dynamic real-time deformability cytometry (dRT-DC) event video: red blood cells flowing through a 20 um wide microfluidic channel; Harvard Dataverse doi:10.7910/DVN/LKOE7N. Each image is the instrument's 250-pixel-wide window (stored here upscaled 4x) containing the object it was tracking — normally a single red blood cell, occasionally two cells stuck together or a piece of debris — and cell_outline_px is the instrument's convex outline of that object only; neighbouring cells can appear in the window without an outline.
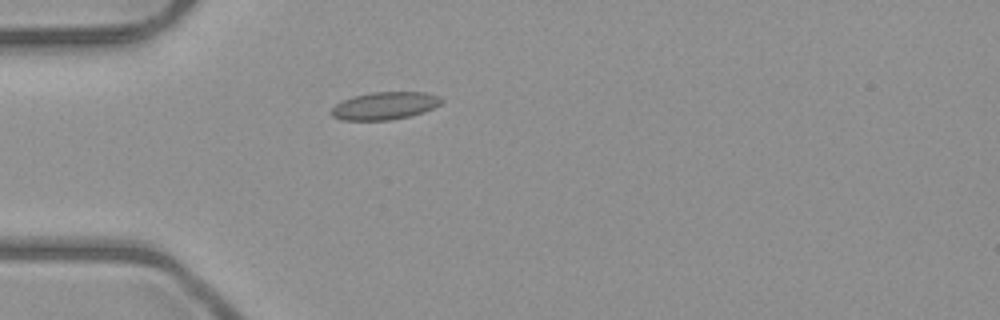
{"species": "common noctule bat (a hibernating species)", "species_latin": "Nyctalus noctula", "temperature_condition": "room temperature", "stored_images_in_passage": 2, "camera_frame_rate_fps": 3000, "um_per_image_px": 0.085, "animal": {"sex": "male", "body_mass_g": 23.1, "forearm_length_mm": 52.7}, "frame": {"image": 1, "passage_image": 2, "time_ms": 1.333, "image_size_px": [1000, 320], "cell_outline_px": [[444, 100], [440, 104], [424, 112], [408, 116], [388, 120], [340, 120], [332, 116], [328, 112], [340, 100], [352, 96], [372, 92], [428, 92], [440, 96]], "centroid_in_image_um": [32.67, 8.98], "position_along_channel_um": 52.3, "area_um2": 17.92}}